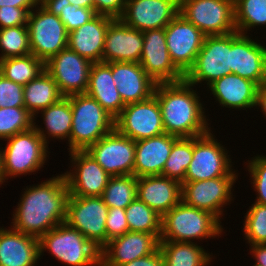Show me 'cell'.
Wrapping results in <instances>:
<instances>
[{
    "instance_id": "816d5d0a",
    "label": "cell",
    "mask_w": 266,
    "mask_h": 266,
    "mask_svg": "<svg viewBox=\"0 0 266 266\" xmlns=\"http://www.w3.org/2000/svg\"><path fill=\"white\" fill-rule=\"evenodd\" d=\"M69 2L76 7L94 8L93 0H69Z\"/></svg>"
},
{
    "instance_id": "c3c4849f",
    "label": "cell",
    "mask_w": 266,
    "mask_h": 266,
    "mask_svg": "<svg viewBox=\"0 0 266 266\" xmlns=\"http://www.w3.org/2000/svg\"><path fill=\"white\" fill-rule=\"evenodd\" d=\"M250 254L255 259L252 266H266V244L249 245Z\"/></svg>"
},
{
    "instance_id": "4316f807",
    "label": "cell",
    "mask_w": 266,
    "mask_h": 266,
    "mask_svg": "<svg viewBox=\"0 0 266 266\" xmlns=\"http://www.w3.org/2000/svg\"><path fill=\"white\" fill-rule=\"evenodd\" d=\"M8 228L0 227V266L38 265L39 239Z\"/></svg>"
},
{
    "instance_id": "f1b7e54d",
    "label": "cell",
    "mask_w": 266,
    "mask_h": 266,
    "mask_svg": "<svg viewBox=\"0 0 266 266\" xmlns=\"http://www.w3.org/2000/svg\"><path fill=\"white\" fill-rule=\"evenodd\" d=\"M116 87L111 62L92 63L85 94L95 99L114 119L125 107Z\"/></svg>"
},
{
    "instance_id": "b9f144b4",
    "label": "cell",
    "mask_w": 266,
    "mask_h": 266,
    "mask_svg": "<svg viewBox=\"0 0 266 266\" xmlns=\"http://www.w3.org/2000/svg\"><path fill=\"white\" fill-rule=\"evenodd\" d=\"M245 163L250 175L249 180L253 184L251 187L256 192L255 202L266 205V155L257 154Z\"/></svg>"
},
{
    "instance_id": "7a4b0ae2",
    "label": "cell",
    "mask_w": 266,
    "mask_h": 266,
    "mask_svg": "<svg viewBox=\"0 0 266 266\" xmlns=\"http://www.w3.org/2000/svg\"><path fill=\"white\" fill-rule=\"evenodd\" d=\"M185 79L174 83L156 84V96L164 131L176 137H197L211 130L210 119L197 89Z\"/></svg>"
},
{
    "instance_id": "5b68a950",
    "label": "cell",
    "mask_w": 266,
    "mask_h": 266,
    "mask_svg": "<svg viewBox=\"0 0 266 266\" xmlns=\"http://www.w3.org/2000/svg\"><path fill=\"white\" fill-rule=\"evenodd\" d=\"M67 266H100V249L66 222L39 238V257L44 252Z\"/></svg>"
},
{
    "instance_id": "4fadbf2b",
    "label": "cell",
    "mask_w": 266,
    "mask_h": 266,
    "mask_svg": "<svg viewBox=\"0 0 266 266\" xmlns=\"http://www.w3.org/2000/svg\"><path fill=\"white\" fill-rule=\"evenodd\" d=\"M114 128L135 142L165 133L156 96L152 95L147 100L126 104L114 119Z\"/></svg>"
},
{
    "instance_id": "cb8c5ba5",
    "label": "cell",
    "mask_w": 266,
    "mask_h": 266,
    "mask_svg": "<svg viewBox=\"0 0 266 266\" xmlns=\"http://www.w3.org/2000/svg\"><path fill=\"white\" fill-rule=\"evenodd\" d=\"M210 91L219 106L239 111L256 107L258 85L234 73L227 74L209 84ZM210 89V90H209Z\"/></svg>"
},
{
    "instance_id": "f5cc1de1",
    "label": "cell",
    "mask_w": 266,
    "mask_h": 266,
    "mask_svg": "<svg viewBox=\"0 0 266 266\" xmlns=\"http://www.w3.org/2000/svg\"><path fill=\"white\" fill-rule=\"evenodd\" d=\"M3 184V163H2V147L0 146V185Z\"/></svg>"
},
{
    "instance_id": "ffe728a7",
    "label": "cell",
    "mask_w": 266,
    "mask_h": 266,
    "mask_svg": "<svg viewBox=\"0 0 266 266\" xmlns=\"http://www.w3.org/2000/svg\"><path fill=\"white\" fill-rule=\"evenodd\" d=\"M180 0H126L119 18L141 32L165 28L178 14Z\"/></svg>"
},
{
    "instance_id": "681fc988",
    "label": "cell",
    "mask_w": 266,
    "mask_h": 266,
    "mask_svg": "<svg viewBox=\"0 0 266 266\" xmlns=\"http://www.w3.org/2000/svg\"><path fill=\"white\" fill-rule=\"evenodd\" d=\"M39 0H0V7L13 6L17 8H25L28 12L35 8Z\"/></svg>"
},
{
    "instance_id": "8fae6325",
    "label": "cell",
    "mask_w": 266,
    "mask_h": 266,
    "mask_svg": "<svg viewBox=\"0 0 266 266\" xmlns=\"http://www.w3.org/2000/svg\"><path fill=\"white\" fill-rule=\"evenodd\" d=\"M109 208L101 196H69L66 223L79 230L100 250L106 245V228Z\"/></svg>"
},
{
    "instance_id": "7402d4cb",
    "label": "cell",
    "mask_w": 266,
    "mask_h": 266,
    "mask_svg": "<svg viewBox=\"0 0 266 266\" xmlns=\"http://www.w3.org/2000/svg\"><path fill=\"white\" fill-rule=\"evenodd\" d=\"M143 43V32L114 19L106 31L102 62L139 63Z\"/></svg>"
},
{
    "instance_id": "83f0119b",
    "label": "cell",
    "mask_w": 266,
    "mask_h": 266,
    "mask_svg": "<svg viewBox=\"0 0 266 266\" xmlns=\"http://www.w3.org/2000/svg\"><path fill=\"white\" fill-rule=\"evenodd\" d=\"M113 20L97 14L89 22L69 32L68 47L92 63L102 62L106 31Z\"/></svg>"
},
{
    "instance_id": "30bf717a",
    "label": "cell",
    "mask_w": 266,
    "mask_h": 266,
    "mask_svg": "<svg viewBox=\"0 0 266 266\" xmlns=\"http://www.w3.org/2000/svg\"><path fill=\"white\" fill-rule=\"evenodd\" d=\"M179 13L205 35L237 31L234 0H180Z\"/></svg>"
},
{
    "instance_id": "8d00e7d4",
    "label": "cell",
    "mask_w": 266,
    "mask_h": 266,
    "mask_svg": "<svg viewBox=\"0 0 266 266\" xmlns=\"http://www.w3.org/2000/svg\"><path fill=\"white\" fill-rule=\"evenodd\" d=\"M234 11L236 30L240 34H250L252 28L266 25V0H234Z\"/></svg>"
},
{
    "instance_id": "8992f818",
    "label": "cell",
    "mask_w": 266,
    "mask_h": 266,
    "mask_svg": "<svg viewBox=\"0 0 266 266\" xmlns=\"http://www.w3.org/2000/svg\"><path fill=\"white\" fill-rule=\"evenodd\" d=\"M4 141L7 142L6 146L2 147L3 183H6L8 178L34 174L48 161L49 145L34 127Z\"/></svg>"
},
{
    "instance_id": "9a60e30c",
    "label": "cell",
    "mask_w": 266,
    "mask_h": 266,
    "mask_svg": "<svg viewBox=\"0 0 266 266\" xmlns=\"http://www.w3.org/2000/svg\"><path fill=\"white\" fill-rule=\"evenodd\" d=\"M91 65L90 60L66 47L45 63V70L58 85L60 93L68 97L85 94Z\"/></svg>"
},
{
    "instance_id": "484cf974",
    "label": "cell",
    "mask_w": 266,
    "mask_h": 266,
    "mask_svg": "<svg viewBox=\"0 0 266 266\" xmlns=\"http://www.w3.org/2000/svg\"><path fill=\"white\" fill-rule=\"evenodd\" d=\"M178 137L161 135L135 142L134 175L138 177L162 175L173 143Z\"/></svg>"
},
{
    "instance_id": "4dcf8cb0",
    "label": "cell",
    "mask_w": 266,
    "mask_h": 266,
    "mask_svg": "<svg viewBox=\"0 0 266 266\" xmlns=\"http://www.w3.org/2000/svg\"><path fill=\"white\" fill-rule=\"evenodd\" d=\"M23 96L25 108L34 117H37L41 110L57 103L64 97L46 70L24 86Z\"/></svg>"
},
{
    "instance_id": "d590c367",
    "label": "cell",
    "mask_w": 266,
    "mask_h": 266,
    "mask_svg": "<svg viewBox=\"0 0 266 266\" xmlns=\"http://www.w3.org/2000/svg\"><path fill=\"white\" fill-rule=\"evenodd\" d=\"M135 175L111 176L101 197L108 208L125 209L136 197Z\"/></svg>"
},
{
    "instance_id": "603a6c76",
    "label": "cell",
    "mask_w": 266,
    "mask_h": 266,
    "mask_svg": "<svg viewBox=\"0 0 266 266\" xmlns=\"http://www.w3.org/2000/svg\"><path fill=\"white\" fill-rule=\"evenodd\" d=\"M111 70L113 81L125 105L147 100L154 95L157 83L140 63L111 62Z\"/></svg>"
},
{
    "instance_id": "f546056e",
    "label": "cell",
    "mask_w": 266,
    "mask_h": 266,
    "mask_svg": "<svg viewBox=\"0 0 266 266\" xmlns=\"http://www.w3.org/2000/svg\"><path fill=\"white\" fill-rule=\"evenodd\" d=\"M43 117L44 128L41 125H34L38 134L42 137L45 143L49 144V138L55 140H67L69 138L72 126V109L70 96L63 97L57 103L50 105L46 109L39 112ZM45 129V130H44Z\"/></svg>"
},
{
    "instance_id": "f907efd6",
    "label": "cell",
    "mask_w": 266,
    "mask_h": 266,
    "mask_svg": "<svg viewBox=\"0 0 266 266\" xmlns=\"http://www.w3.org/2000/svg\"><path fill=\"white\" fill-rule=\"evenodd\" d=\"M260 109L264 115V118L266 117V83L261 84L258 86L257 89V102L255 109Z\"/></svg>"
},
{
    "instance_id": "74e56055",
    "label": "cell",
    "mask_w": 266,
    "mask_h": 266,
    "mask_svg": "<svg viewBox=\"0 0 266 266\" xmlns=\"http://www.w3.org/2000/svg\"><path fill=\"white\" fill-rule=\"evenodd\" d=\"M193 137H179L172 146L162 175L182 183L192 161Z\"/></svg>"
},
{
    "instance_id": "52a82bcc",
    "label": "cell",
    "mask_w": 266,
    "mask_h": 266,
    "mask_svg": "<svg viewBox=\"0 0 266 266\" xmlns=\"http://www.w3.org/2000/svg\"><path fill=\"white\" fill-rule=\"evenodd\" d=\"M212 130L193 137L192 161L186 170L183 182L203 181L217 177H238L231 156ZM229 154V155H228ZM233 168V169H232Z\"/></svg>"
},
{
    "instance_id": "44dd1931",
    "label": "cell",
    "mask_w": 266,
    "mask_h": 266,
    "mask_svg": "<svg viewBox=\"0 0 266 266\" xmlns=\"http://www.w3.org/2000/svg\"><path fill=\"white\" fill-rule=\"evenodd\" d=\"M160 236L128 231L110 240L100 250V266H122L154 253L159 249Z\"/></svg>"
},
{
    "instance_id": "1f68e13d",
    "label": "cell",
    "mask_w": 266,
    "mask_h": 266,
    "mask_svg": "<svg viewBox=\"0 0 266 266\" xmlns=\"http://www.w3.org/2000/svg\"><path fill=\"white\" fill-rule=\"evenodd\" d=\"M195 242L160 241L159 249L165 266H207L214 259L213 254Z\"/></svg>"
},
{
    "instance_id": "d6986e66",
    "label": "cell",
    "mask_w": 266,
    "mask_h": 266,
    "mask_svg": "<svg viewBox=\"0 0 266 266\" xmlns=\"http://www.w3.org/2000/svg\"><path fill=\"white\" fill-rule=\"evenodd\" d=\"M255 40L238 31L231 32L230 68L231 73L260 86L266 83V46L258 38Z\"/></svg>"
},
{
    "instance_id": "f35d334b",
    "label": "cell",
    "mask_w": 266,
    "mask_h": 266,
    "mask_svg": "<svg viewBox=\"0 0 266 266\" xmlns=\"http://www.w3.org/2000/svg\"><path fill=\"white\" fill-rule=\"evenodd\" d=\"M35 119L25 107L0 108V140L32 129L36 124Z\"/></svg>"
},
{
    "instance_id": "7dc6e473",
    "label": "cell",
    "mask_w": 266,
    "mask_h": 266,
    "mask_svg": "<svg viewBox=\"0 0 266 266\" xmlns=\"http://www.w3.org/2000/svg\"><path fill=\"white\" fill-rule=\"evenodd\" d=\"M122 266H165L163 255L158 249L145 257L138 258Z\"/></svg>"
},
{
    "instance_id": "2e32d148",
    "label": "cell",
    "mask_w": 266,
    "mask_h": 266,
    "mask_svg": "<svg viewBox=\"0 0 266 266\" xmlns=\"http://www.w3.org/2000/svg\"><path fill=\"white\" fill-rule=\"evenodd\" d=\"M205 36L180 13L165 27L166 45L171 60L184 75L195 64Z\"/></svg>"
},
{
    "instance_id": "277c9868",
    "label": "cell",
    "mask_w": 266,
    "mask_h": 266,
    "mask_svg": "<svg viewBox=\"0 0 266 266\" xmlns=\"http://www.w3.org/2000/svg\"><path fill=\"white\" fill-rule=\"evenodd\" d=\"M70 103L72 126L68 152L86 151L114 129V118L87 94L71 95Z\"/></svg>"
},
{
    "instance_id": "3957f363",
    "label": "cell",
    "mask_w": 266,
    "mask_h": 266,
    "mask_svg": "<svg viewBox=\"0 0 266 266\" xmlns=\"http://www.w3.org/2000/svg\"><path fill=\"white\" fill-rule=\"evenodd\" d=\"M213 214L182 200L162 217L160 241L194 242L219 238L224 228Z\"/></svg>"
},
{
    "instance_id": "9c48e42d",
    "label": "cell",
    "mask_w": 266,
    "mask_h": 266,
    "mask_svg": "<svg viewBox=\"0 0 266 266\" xmlns=\"http://www.w3.org/2000/svg\"><path fill=\"white\" fill-rule=\"evenodd\" d=\"M231 33L206 35L193 67L184 79L191 85H209L231 73Z\"/></svg>"
},
{
    "instance_id": "60d3db41",
    "label": "cell",
    "mask_w": 266,
    "mask_h": 266,
    "mask_svg": "<svg viewBox=\"0 0 266 266\" xmlns=\"http://www.w3.org/2000/svg\"><path fill=\"white\" fill-rule=\"evenodd\" d=\"M243 222V235L247 244H266V205L252 203Z\"/></svg>"
},
{
    "instance_id": "e575fe53",
    "label": "cell",
    "mask_w": 266,
    "mask_h": 266,
    "mask_svg": "<svg viewBox=\"0 0 266 266\" xmlns=\"http://www.w3.org/2000/svg\"><path fill=\"white\" fill-rule=\"evenodd\" d=\"M129 231L161 235L162 217L137 197L125 208Z\"/></svg>"
},
{
    "instance_id": "6da1fadb",
    "label": "cell",
    "mask_w": 266,
    "mask_h": 266,
    "mask_svg": "<svg viewBox=\"0 0 266 266\" xmlns=\"http://www.w3.org/2000/svg\"><path fill=\"white\" fill-rule=\"evenodd\" d=\"M24 190L12 214L13 229L39 239L66 221L70 193L63 173Z\"/></svg>"
},
{
    "instance_id": "ab89813d",
    "label": "cell",
    "mask_w": 266,
    "mask_h": 266,
    "mask_svg": "<svg viewBox=\"0 0 266 266\" xmlns=\"http://www.w3.org/2000/svg\"><path fill=\"white\" fill-rule=\"evenodd\" d=\"M0 60L31 54L28 26L0 29Z\"/></svg>"
},
{
    "instance_id": "ee69618b",
    "label": "cell",
    "mask_w": 266,
    "mask_h": 266,
    "mask_svg": "<svg viewBox=\"0 0 266 266\" xmlns=\"http://www.w3.org/2000/svg\"><path fill=\"white\" fill-rule=\"evenodd\" d=\"M106 228V244L117 237H120L129 231V226L126 220L125 209L109 208L107 219L105 222Z\"/></svg>"
},
{
    "instance_id": "f6af8a7d",
    "label": "cell",
    "mask_w": 266,
    "mask_h": 266,
    "mask_svg": "<svg viewBox=\"0 0 266 266\" xmlns=\"http://www.w3.org/2000/svg\"><path fill=\"white\" fill-rule=\"evenodd\" d=\"M29 12L25 8L0 7V29L27 25Z\"/></svg>"
},
{
    "instance_id": "d4e9b609",
    "label": "cell",
    "mask_w": 266,
    "mask_h": 266,
    "mask_svg": "<svg viewBox=\"0 0 266 266\" xmlns=\"http://www.w3.org/2000/svg\"><path fill=\"white\" fill-rule=\"evenodd\" d=\"M182 184L163 175L137 178V198L161 217L181 201Z\"/></svg>"
},
{
    "instance_id": "e0dca14e",
    "label": "cell",
    "mask_w": 266,
    "mask_h": 266,
    "mask_svg": "<svg viewBox=\"0 0 266 266\" xmlns=\"http://www.w3.org/2000/svg\"><path fill=\"white\" fill-rule=\"evenodd\" d=\"M69 156L70 171L63 175L70 196H101L111 176L87 151H72Z\"/></svg>"
},
{
    "instance_id": "bcb514c9",
    "label": "cell",
    "mask_w": 266,
    "mask_h": 266,
    "mask_svg": "<svg viewBox=\"0 0 266 266\" xmlns=\"http://www.w3.org/2000/svg\"><path fill=\"white\" fill-rule=\"evenodd\" d=\"M98 15L119 19L124 12L126 0H93Z\"/></svg>"
},
{
    "instance_id": "5bb4252c",
    "label": "cell",
    "mask_w": 266,
    "mask_h": 266,
    "mask_svg": "<svg viewBox=\"0 0 266 266\" xmlns=\"http://www.w3.org/2000/svg\"><path fill=\"white\" fill-rule=\"evenodd\" d=\"M110 175H134L135 141L115 128L86 150Z\"/></svg>"
},
{
    "instance_id": "7bdbcfd3",
    "label": "cell",
    "mask_w": 266,
    "mask_h": 266,
    "mask_svg": "<svg viewBox=\"0 0 266 266\" xmlns=\"http://www.w3.org/2000/svg\"><path fill=\"white\" fill-rule=\"evenodd\" d=\"M24 86L6 79L0 73V108L3 107H25Z\"/></svg>"
},
{
    "instance_id": "7c38bea8",
    "label": "cell",
    "mask_w": 266,
    "mask_h": 266,
    "mask_svg": "<svg viewBox=\"0 0 266 266\" xmlns=\"http://www.w3.org/2000/svg\"><path fill=\"white\" fill-rule=\"evenodd\" d=\"M238 177H217L203 181L182 182L181 200L192 207L213 214L220 222L224 207L234 201V183Z\"/></svg>"
},
{
    "instance_id": "ac0fdd59",
    "label": "cell",
    "mask_w": 266,
    "mask_h": 266,
    "mask_svg": "<svg viewBox=\"0 0 266 266\" xmlns=\"http://www.w3.org/2000/svg\"><path fill=\"white\" fill-rule=\"evenodd\" d=\"M143 49L139 63L157 83H174L185 75L173 64L166 45L165 28L143 32Z\"/></svg>"
},
{
    "instance_id": "836d02e7",
    "label": "cell",
    "mask_w": 266,
    "mask_h": 266,
    "mask_svg": "<svg viewBox=\"0 0 266 266\" xmlns=\"http://www.w3.org/2000/svg\"><path fill=\"white\" fill-rule=\"evenodd\" d=\"M38 3L49 13L59 16L68 33L97 15L94 8L76 7L71 5L69 0H39Z\"/></svg>"
},
{
    "instance_id": "d6a6232c",
    "label": "cell",
    "mask_w": 266,
    "mask_h": 266,
    "mask_svg": "<svg viewBox=\"0 0 266 266\" xmlns=\"http://www.w3.org/2000/svg\"><path fill=\"white\" fill-rule=\"evenodd\" d=\"M45 70V63L32 54L0 60V73L8 80L25 86Z\"/></svg>"
},
{
    "instance_id": "ba28073f",
    "label": "cell",
    "mask_w": 266,
    "mask_h": 266,
    "mask_svg": "<svg viewBox=\"0 0 266 266\" xmlns=\"http://www.w3.org/2000/svg\"><path fill=\"white\" fill-rule=\"evenodd\" d=\"M31 54L46 63L68 47V31L59 16L49 13L39 3L29 12Z\"/></svg>"
}]
</instances>
